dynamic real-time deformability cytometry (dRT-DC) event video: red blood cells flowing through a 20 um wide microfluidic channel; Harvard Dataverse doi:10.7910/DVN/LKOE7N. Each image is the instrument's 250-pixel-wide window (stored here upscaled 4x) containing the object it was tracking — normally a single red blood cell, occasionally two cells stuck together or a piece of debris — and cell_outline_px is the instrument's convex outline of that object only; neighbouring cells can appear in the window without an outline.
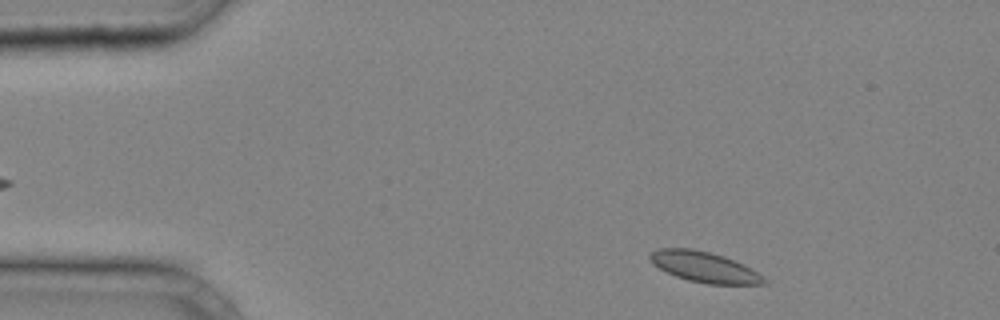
{"species": "common noctule bat (a hibernating species)", "species_latin": "Nyctalus noctula", "temperature_condition": "cold", "stored_images_in_passage": 9, "camera_frame_rate_fps": 3000, "um_per_image_px": 0.085, "animal": {"sex": "male", "body_mass_g": 20.4}, "frame": {"image": 1, "passage_image": 3, "time_ms": 0.667, "image_size_px": [1000, 320], "cell_outline_px": [[768, 284], [708, 284], [688, 280], [676, 276], [652, 264], [648, 256], [652, 252], [660, 248], [692, 248], [724, 256], [744, 264], [764, 276], [768, 280]], "centroid_in_image_um": [59.9, 22.7], "position_along_channel_um": 25.1, "area_um2": 20.29}}